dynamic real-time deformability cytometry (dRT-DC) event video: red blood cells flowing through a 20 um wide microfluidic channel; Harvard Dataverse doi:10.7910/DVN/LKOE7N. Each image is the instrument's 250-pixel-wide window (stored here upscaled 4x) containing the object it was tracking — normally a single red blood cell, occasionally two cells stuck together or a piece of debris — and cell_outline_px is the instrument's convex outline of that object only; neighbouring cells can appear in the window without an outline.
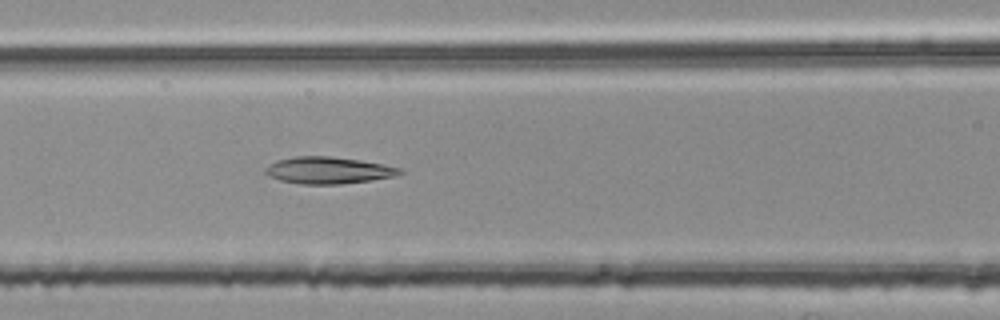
{"species": "common noctule bat (a hibernating species)", "species_latin": "Nyctalus noctula", "temperature_condition": "room temperature", "stored_images_in_passage": 43, "camera_frame_rate_fps": 3000, "um_per_image_px": 0.085, "animal": {"sex": "female", "body_mass_g": 25.1}, "frame": {"image": 1, "passage_image": 12, "time_ms": 3.667, "image_size_px": [1000, 320], "cell_outline_px": [[404, 172], [396, 176], [340, 184], [300, 184], [280, 180], [264, 172], [264, 168], [268, 164], [276, 160], [296, 156], [328, 156], [356, 160], [380, 164], [400, 168]], "centroid_in_image_um": [27.85, 14.48], "position_along_channel_um": 138.7, "area_um2": 20.69}}
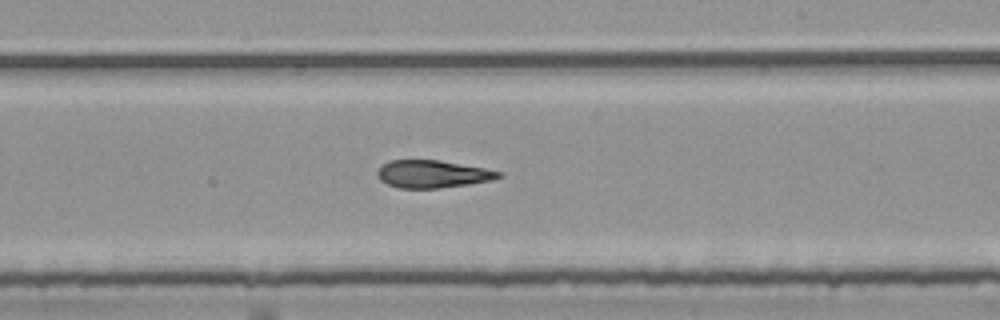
{"frame": {"image": 2, "passage_image": 21, "time_ms": 6.667, "image_size_px": [1000, 320], "cell_outline_px": [[504, 176], [492, 180], [468, 184], [440, 188], [400, 188], [388, 184], [380, 180], [376, 172], [380, 164], [388, 160], [440, 160], [484, 168], [500, 172]], "centroid_in_image_um": [36.73, 14.78], "position_along_channel_um": 252.3, "area_um2": 19.54}}
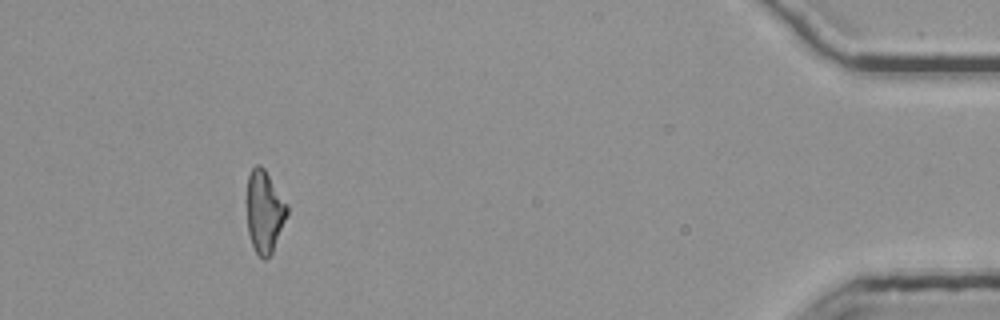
{"frame": {"image": 3, "passage_image": 39, "time_ms": 12.667, "image_size_px": [1000, 320], "cell_outline_px": [[288, 216], [272, 252], [264, 260], [256, 252], [252, 244], [248, 232], [248, 176], [252, 168], [256, 164], [260, 164], [264, 168], [288, 204]], "centroid_in_image_um": [22.51, 17.97], "position_along_channel_um": 412.7, "area_um2": 19.13}, "authors_computed_cell_mechanics": {"area_um2": 20.2878, "velocity_mm_per_s": 3.7988, "shape_relaxation_time_tau1_ms": null, "shape_relaxation_time_tau2_ms": 3.6922, "deformation_change_tau1": null, "deformation_change_tau2": 0.1325}}